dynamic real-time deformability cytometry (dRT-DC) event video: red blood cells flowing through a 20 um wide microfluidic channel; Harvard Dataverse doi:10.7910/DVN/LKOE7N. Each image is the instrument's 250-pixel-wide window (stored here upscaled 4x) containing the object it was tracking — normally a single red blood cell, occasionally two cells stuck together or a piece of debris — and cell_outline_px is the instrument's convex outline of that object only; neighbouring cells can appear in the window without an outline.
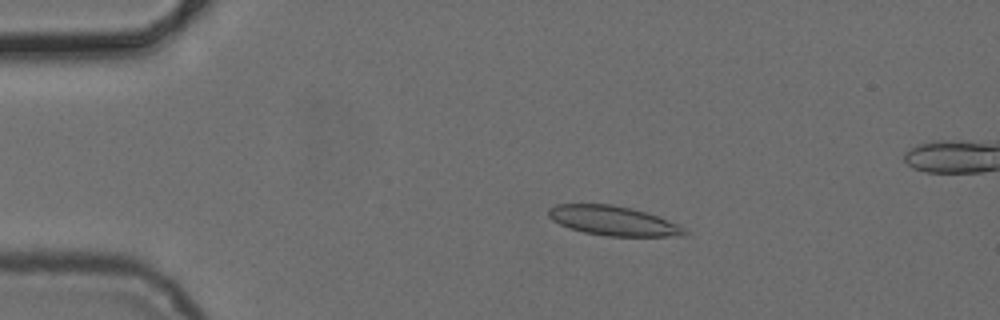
{"species": "common noctule bat (a hibernating species)", "species_latin": "Nyctalus noctula", "temperature_condition": "cold", "stored_images_in_passage": 6, "camera_frame_rate_fps": 3000, "um_per_image_px": 0.085, "animal": {"sex": "female", "body_mass_g": 24.6, "forearm_length_mm": 56.2}, "frame": {"image": 1, "passage_image": 4, "time_ms": 3.333, "image_size_px": [1000, 320], "cell_outline_px": [[688, 236], [608, 236], [584, 232], [568, 228], [552, 220], [548, 216], [548, 208], [556, 204], [612, 204], [632, 208], [656, 216], [676, 224], [684, 228], [688, 232]], "centroid_in_image_um": [52.09, 18.76], "position_along_channel_um": 32.9, "area_um2": 23.29}}